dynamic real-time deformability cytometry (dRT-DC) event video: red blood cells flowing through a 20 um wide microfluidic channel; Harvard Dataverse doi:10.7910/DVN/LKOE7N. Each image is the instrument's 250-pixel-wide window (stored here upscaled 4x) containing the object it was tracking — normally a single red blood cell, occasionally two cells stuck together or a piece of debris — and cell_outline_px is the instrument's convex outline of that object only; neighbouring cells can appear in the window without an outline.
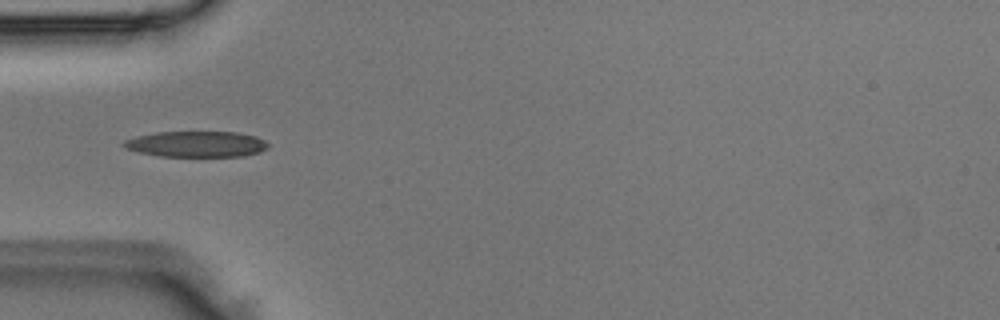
{"species": "Egyptian fruit bat (a non-hibernating species)", "species_latin": "Rousettus aegyptiacus", "temperature_condition": "room temperature", "stored_images_in_passage": 5, "camera_frame_rate_fps": 3000, "um_per_image_px": 0.085, "animal": {"sex": "male"}, "frame": {"image": 1, "passage_image": 4, "time_ms": 1.0, "image_size_px": [1000, 320], "cell_outline_px": [[268, 148], [260, 152], [244, 156], [160, 156], [136, 152], [124, 148], [120, 144], [124, 140], [136, 136], [156, 132], [236, 132], [256, 136], [264, 140], [268, 144]], "centroid_in_image_um": [16.66, 12.25], "position_along_channel_um": 68.3, "area_um2": 21.91}}
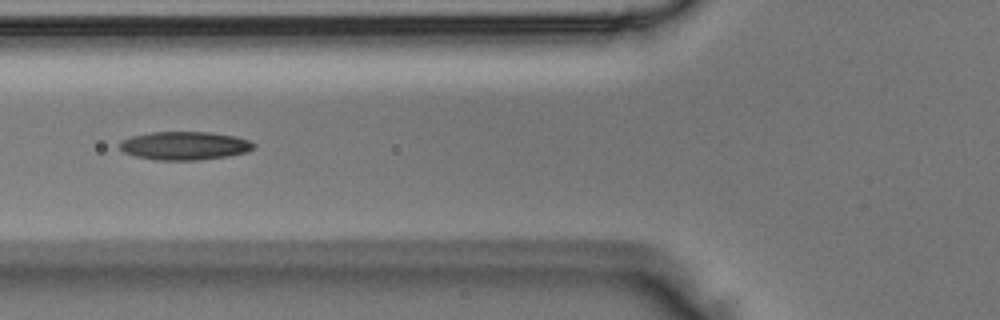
{"frame": {"image": 2, "passage_image": 5, "time_ms": 1.333, "image_size_px": [1000, 320], "cell_outline_px": [[256, 148], [248, 152], [228, 156], [200, 160], [156, 160], [136, 156], [124, 152], [120, 148], [120, 140], [132, 136], [152, 132], [212, 132], [236, 136], [252, 140], [256, 144]], "centroid_in_image_um": [15.77, 12.38], "position_along_channel_um": 110.0, "area_um2": 22.43}}